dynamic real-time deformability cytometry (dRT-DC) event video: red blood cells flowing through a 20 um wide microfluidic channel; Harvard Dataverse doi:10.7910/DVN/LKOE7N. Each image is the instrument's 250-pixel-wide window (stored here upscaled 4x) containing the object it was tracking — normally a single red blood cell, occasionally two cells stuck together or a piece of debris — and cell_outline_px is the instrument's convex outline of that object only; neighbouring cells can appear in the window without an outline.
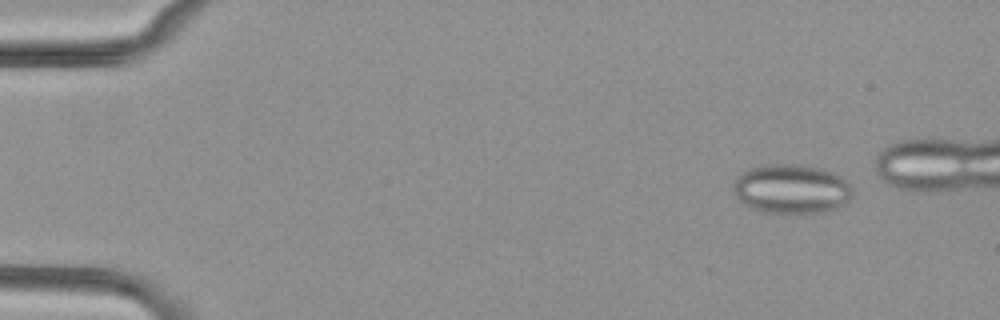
{"species": "common noctule bat (a hibernating species)", "species_latin": "Nyctalus noctula", "temperature_condition": "cold", "stored_images_in_passage": 42, "segment_of_instrument_passage": [1, 2], "camera_frame_rate_fps": 3000, "um_per_image_px": 0.085, "animal": {"sex": "female", "body_mass_g": 29.2, "forearm_length_mm": 56.3}, "frame": {"image": 1, "passage_image": 3, "time_ms": 0.667, "image_size_px": [1000, 320], "cell_outline_px": [[852, 196], [844, 204], [828, 212], [764, 212], [752, 208], [744, 204], [736, 196], [732, 188], [732, 180], [736, 176], [748, 168], [764, 164], [800, 164], [820, 168], [832, 172], [840, 176], [852, 184]], "centroid_in_image_um": [67.25, 16.03], "position_along_channel_um": 17.7, "area_um2": 34.56}}